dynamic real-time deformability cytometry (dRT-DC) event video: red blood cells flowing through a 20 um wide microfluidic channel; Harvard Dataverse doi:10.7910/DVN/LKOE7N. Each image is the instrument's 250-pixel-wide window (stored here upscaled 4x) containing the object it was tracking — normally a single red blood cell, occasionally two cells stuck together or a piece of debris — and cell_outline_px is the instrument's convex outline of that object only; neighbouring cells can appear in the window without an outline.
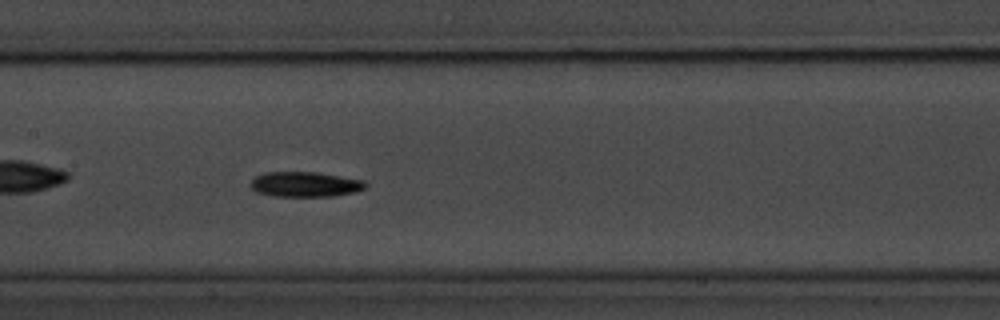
{"species": "common noctule bat (a hibernating species)", "species_latin": "Nyctalus noctula", "temperature_condition": "room temperature", "stored_images_in_passage": 42, "camera_frame_rate_fps": 3000, "um_per_image_px": 0.085, "animal": {"sex": "male", "body_mass_g": 20.1, "forearm_length_mm": 53.5}, "frame": {"image": 1, "passage_image": 13, "time_ms": 4.0, "image_size_px": [1000, 320], "cell_outline_px": [[368, 184], [364, 188], [356, 192], [332, 196], [272, 196], [256, 192], [248, 184], [256, 176], [264, 172], [316, 172], [364, 180]], "centroid_in_image_um": [25.92, 15.66], "position_along_channel_um": 181.5, "area_um2": 16.88}}
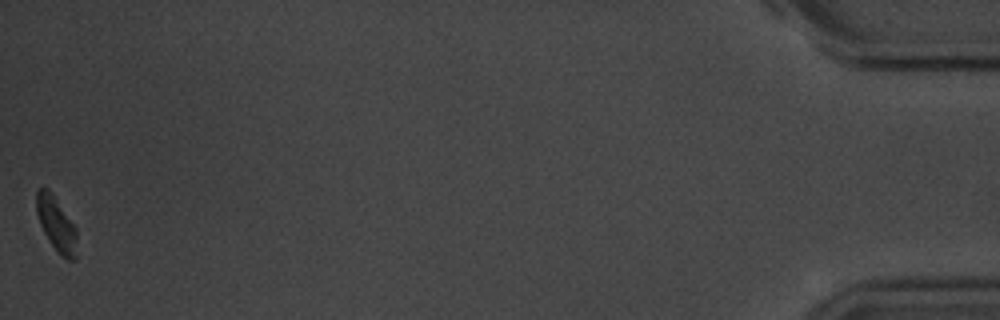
{"frame": {"image": 2, "passage_image": 42, "time_ms": 13.667, "image_size_px": [1000, 320], "cell_outline_px": [[76, 260], [68, 260], [60, 256], [56, 252], [44, 232], [40, 224], [36, 212], [36, 192], [40, 188], [48, 188], [52, 192], [76, 228]], "centroid_in_image_um": [4.78, 19.06], "position_along_channel_um": 430.4, "area_um2": 12.89}, "authors_computed_cell_mechanics": {"area_um2": 16.1551, "velocity_mm_per_s": 3.584, "shape_relaxation_time_tau1_ms": 2.4716, "shape_relaxation_time_tau2_ms": null, "deformation_change_tau1": 0.1151, "deformation_change_tau2": null}}